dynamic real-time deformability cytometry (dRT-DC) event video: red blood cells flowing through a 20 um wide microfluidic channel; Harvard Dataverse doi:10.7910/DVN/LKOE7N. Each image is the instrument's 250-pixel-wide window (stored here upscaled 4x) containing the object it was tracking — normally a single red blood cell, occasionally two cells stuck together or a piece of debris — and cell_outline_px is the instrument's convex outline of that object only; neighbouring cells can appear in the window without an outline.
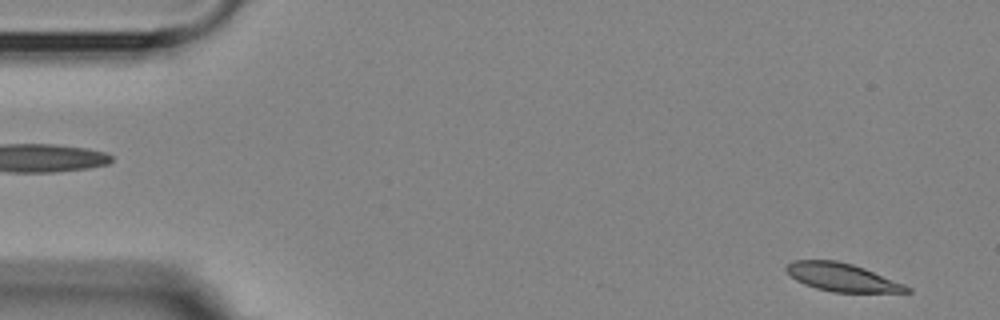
{"species": "Egyptian fruit bat (a non-hibernating species)", "species_latin": "Rousettus aegyptiacus", "temperature_condition": "room temperature", "stored_images_in_passage": 4, "camera_frame_rate_fps": 3000, "um_per_image_px": 0.085, "animal": {"sex": "female"}, "frame": {"image": 1, "passage_image": 4, "time_ms": 4.333, "image_size_px": [1000, 320], "cell_outline_px": [[912, 292], [832, 292], [816, 288], [804, 284], [796, 280], [784, 268], [792, 260], [836, 260], [852, 264], [864, 268], [904, 284], [912, 288]], "centroid_in_image_um": [71.57, 23.57], "position_along_channel_um": 13.4, "area_um2": 19.59}}